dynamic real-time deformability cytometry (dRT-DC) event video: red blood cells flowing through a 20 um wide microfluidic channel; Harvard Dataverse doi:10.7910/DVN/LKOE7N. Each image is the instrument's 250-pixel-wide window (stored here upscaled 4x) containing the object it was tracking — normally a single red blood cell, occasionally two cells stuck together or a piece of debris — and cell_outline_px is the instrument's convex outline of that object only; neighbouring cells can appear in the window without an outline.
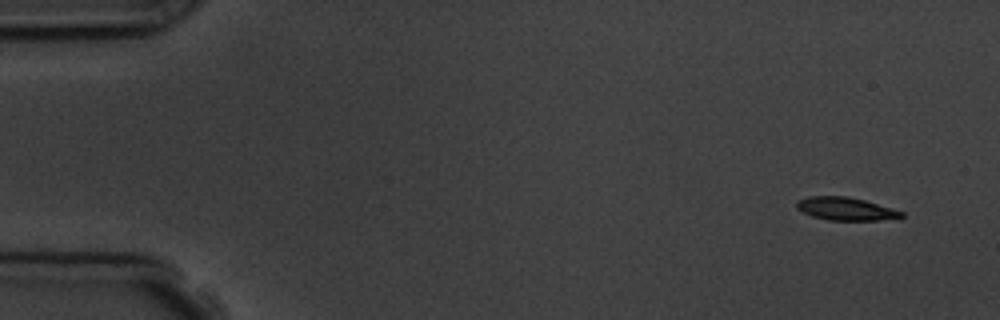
{"species": "common noctule bat (a hibernating species)", "species_latin": "Nyctalus noctula", "temperature_condition": "room temperature", "stored_images_in_passage": 4, "camera_frame_rate_fps": 3000, "um_per_image_px": 0.085, "animal": {"sex": "male", "body_mass_g": 19.5, "forearm_length_mm": 54.6}, "frame": {"image": 1, "passage_image": 1, "time_ms": 0.0, "image_size_px": [1000, 320], "cell_outline_px": [[904, 216], [880, 220], [828, 220], [812, 216], [796, 208], [796, 200], [808, 196], [848, 196], [864, 200], [892, 208], [904, 212]], "centroid_in_image_um": [71.85, 17.74], "position_along_channel_um": 13.1, "area_um2": 13.99}}